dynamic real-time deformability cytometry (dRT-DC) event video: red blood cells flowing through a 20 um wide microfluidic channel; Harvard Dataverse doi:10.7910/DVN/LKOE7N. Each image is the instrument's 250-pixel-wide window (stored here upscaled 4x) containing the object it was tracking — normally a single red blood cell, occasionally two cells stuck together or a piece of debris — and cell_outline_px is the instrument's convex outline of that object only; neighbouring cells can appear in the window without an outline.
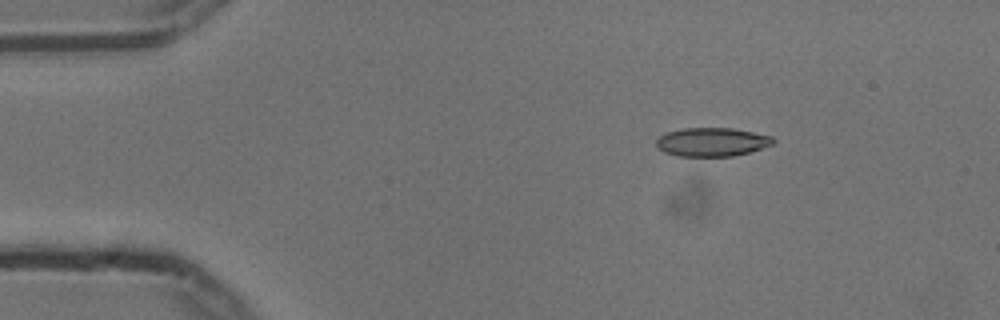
{"species": "common noctule bat (a hibernating species)", "species_latin": "Nyctalus noctula", "temperature_condition": "cold", "stored_images_in_passage": 12, "camera_frame_rate_fps": 3000, "um_per_image_px": 0.085, "animal": {"sex": "male", "body_mass_g": 13.3}, "frame": {"image": 1, "passage_image": 1, "time_ms": 0.0, "image_size_px": [1000, 320], "cell_outline_px": [[776, 140], [772, 144], [748, 152], [732, 156], [676, 156], [664, 152], [656, 148], [656, 140], [660, 136], [668, 132], [684, 128], [732, 128], [772, 136]], "centroid_in_image_um": [60.48, 12.07], "position_along_channel_um": 24.5, "area_um2": 19.42}}
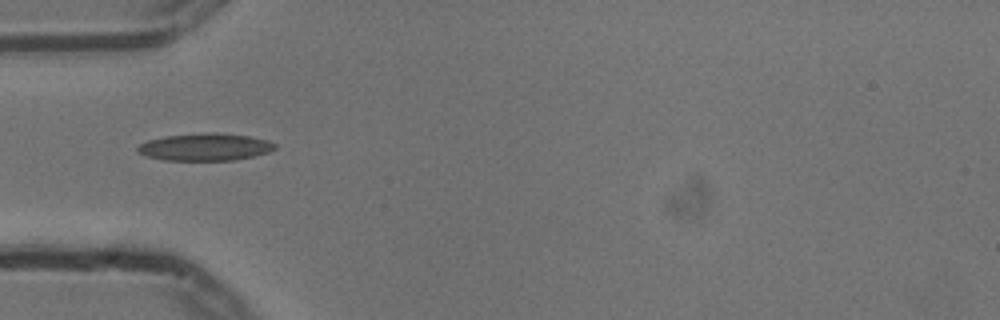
{"frame": {"image": 2, "passage_image": 10, "time_ms": 3.0, "image_size_px": [1000, 320], "cell_outline_px": [[276, 148], [268, 152], [236, 160], [164, 160], [144, 156], [136, 152], [136, 148], [140, 144], [148, 140], [164, 136], [204, 132], [212, 132], [248, 136], [268, 140], [276, 144]], "centroid_in_image_um": [17.39, 12.49], "position_along_channel_um": 67.6, "area_um2": 21.96}}